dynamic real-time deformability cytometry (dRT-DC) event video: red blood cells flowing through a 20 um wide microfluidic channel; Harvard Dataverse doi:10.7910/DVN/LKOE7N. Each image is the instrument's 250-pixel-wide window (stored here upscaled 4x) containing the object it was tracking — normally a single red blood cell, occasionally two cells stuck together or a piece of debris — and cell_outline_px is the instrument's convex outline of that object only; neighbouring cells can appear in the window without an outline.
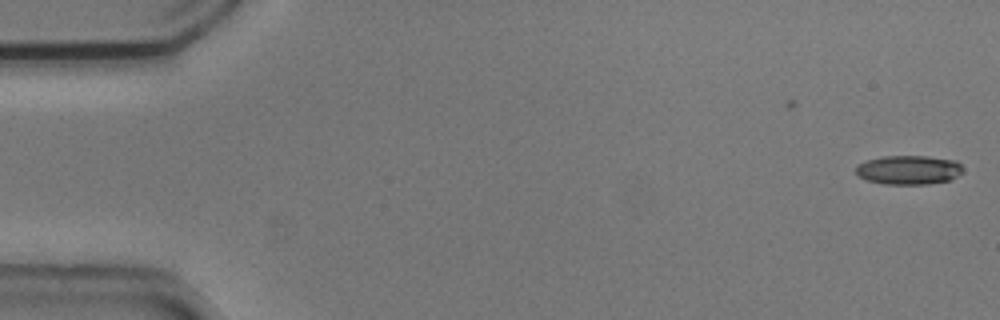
{"species": "common noctule bat (a hibernating species)", "species_latin": "Nyctalus noctula", "temperature_condition": "cold", "stored_images_in_passage": 50, "camera_frame_rate_fps": 3000, "um_per_image_px": 0.085, "animal": {"sex": "male", "body_mass_g": 20.5, "forearm_length_mm": 52.5}, "frame": {"image": 1, "passage_image": 1, "time_ms": 0.0, "image_size_px": [1000, 320], "cell_outline_px": [[960, 172], [952, 180], [928, 184], [884, 184], [868, 180], [860, 176], [856, 172], [856, 164], [868, 160], [884, 156], [928, 156], [956, 160], [960, 164]], "centroid_in_image_um": [77.23, 14.44], "position_along_channel_um": 7.8, "area_um2": 18.03}}
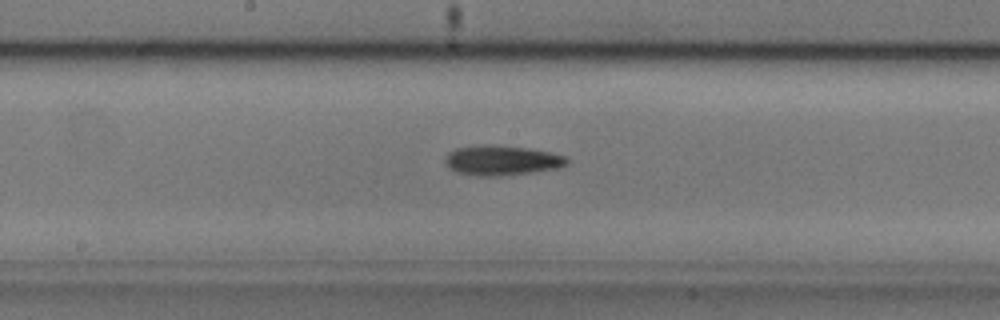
{"frame": {"image": 2, "passage_image": 28, "time_ms": 9.0, "image_size_px": [1000, 320], "cell_outline_px": [[568, 164], [556, 168], [532, 172], [500, 176], [476, 176], [456, 172], [448, 168], [444, 160], [448, 152], [456, 148], [484, 144], [528, 148], [548, 152], [564, 156], [568, 160]], "centroid_in_image_um": [42.59, 13.64], "position_along_channel_um": 205.6, "area_um2": 21.15}}
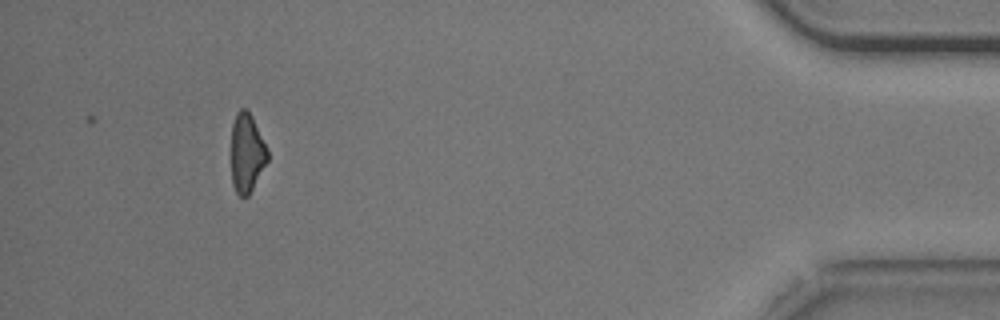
{"frame": {"image": 3, "passage_image": 50, "time_ms": 16.333, "image_size_px": [1000, 320], "cell_outline_px": [[268, 160], [248, 196], [240, 196], [236, 192], [232, 184], [232, 124], [236, 112], [240, 108], [248, 108], [268, 148]], "centroid_in_image_um": [20.99, 12.96], "position_along_channel_um": 414.2, "area_um2": 16.76}, "authors_computed_cell_mechanics": {"area_um2": 18.7272, "velocity_mm_per_s": 3.7331, "shape_relaxation_time_tau1_ms": 2.6107, "shape_relaxation_time_tau2_ms": null, "deformation_change_tau1": 0.1019, "deformation_change_tau2": null}}